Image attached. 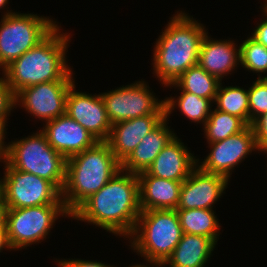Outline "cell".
I'll return each mask as SVG.
<instances>
[{"instance_id": "obj_13", "label": "cell", "mask_w": 267, "mask_h": 267, "mask_svg": "<svg viewBox=\"0 0 267 267\" xmlns=\"http://www.w3.org/2000/svg\"><path fill=\"white\" fill-rule=\"evenodd\" d=\"M73 83L66 97V113L81 124L98 141H107L112 123L100 94L92 96L75 91Z\"/></svg>"}, {"instance_id": "obj_10", "label": "cell", "mask_w": 267, "mask_h": 267, "mask_svg": "<svg viewBox=\"0 0 267 267\" xmlns=\"http://www.w3.org/2000/svg\"><path fill=\"white\" fill-rule=\"evenodd\" d=\"M144 82L137 81L100 94L112 124L149 114H165L164 100L155 98Z\"/></svg>"}, {"instance_id": "obj_36", "label": "cell", "mask_w": 267, "mask_h": 267, "mask_svg": "<svg viewBox=\"0 0 267 267\" xmlns=\"http://www.w3.org/2000/svg\"><path fill=\"white\" fill-rule=\"evenodd\" d=\"M8 3V0H0V8L2 9L6 4Z\"/></svg>"}, {"instance_id": "obj_34", "label": "cell", "mask_w": 267, "mask_h": 267, "mask_svg": "<svg viewBox=\"0 0 267 267\" xmlns=\"http://www.w3.org/2000/svg\"><path fill=\"white\" fill-rule=\"evenodd\" d=\"M7 210V206L4 204L2 197H0V229H6Z\"/></svg>"}, {"instance_id": "obj_6", "label": "cell", "mask_w": 267, "mask_h": 267, "mask_svg": "<svg viewBox=\"0 0 267 267\" xmlns=\"http://www.w3.org/2000/svg\"><path fill=\"white\" fill-rule=\"evenodd\" d=\"M40 132L8 143L7 164L53 183L61 192L66 180V158L48 143Z\"/></svg>"}, {"instance_id": "obj_3", "label": "cell", "mask_w": 267, "mask_h": 267, "mask_svg": "<svg viewBox=\"0 0 267 267\" xmlns=\"http://www.w3.org/2000/svg\"><path fill=\"white\" fill-rule=\"evenodd\" d=\"M59 31L57 26L37 46L2 70L3 77L15 94L39 83L73 80V74L65 58L70 35Z\"/></svg>"}, {"instance_id": "obj_2", "label": "cell", "mask_w": 267, "mask_h": 267, "mask_svg": "<svg viewBox=\"0 0 267 267\" xmlns=\"http://www.w3.org/2000/svg\"><path fill=\"white\" fill-rule=\"evenodd\" d=\"M180 12L171 18L154 48L153 70L164 86L197 64L201 41L207 33L202 24Z\"/></svg>"}, {"instance_id": "obj_11", "label": "cell", "mask_w": 267, "mask_h": 267, "mask_svg": "<svg viewBox=\"0 0 267 267\" xmlns=\"http://www.w3.org/2000/svg\"><path fill=\"white\" fill-rule=\"evenodd\" d=\"M210 145V153L199 164L197 159V166L207 172L213 174H219L230 179L232 170L240 162L243 161L252 151L258 149L255 139V133L251 125H248L243 131L229 136L224 140H220L214 143H208Z\"/></svg>"}, {"instance_id": "obj_30", "label": "cell", "mask_w": 267, "mask_h": 267, "mask_svg": "<svg viewBox=\"0 0 267 267\" xmlns=\"http://www.w3.org/2000/svg\"><path fill=\"white\" fill-rule=\"evenodd\" d=\"M251 126L259 151L267 153V112L260 115Z\"/></svg>"}, {"instance_id": "obj_20", "label": "cell", "mask_w": 267, "mask_h": 267, "mask_svg": "<svg viewBox=\"0 0 267 267\" xmlns=\"http://www.w3.org/2000/svg\"><path fill=\"white\" fill-rule=\"evenodd\" d=\"M165 118L157 127L149 132L121 163V169L133 174L146 171L161 150L177 135L167 126Z\"/></svg>"}, {"instance_id": "obj_19", "label": "cell", "mask_w": 267, "mask_h": 267, "mask_svg": "<svg viewBox=\"0 0 267 267\" xmlns=\"http://www.w3.org/2000/svg\"><path fill=\"white\" fill-rule=\"evenodd\" d=\"M137 176L141 211L177 209L180 188L183 181L158 178L149 175L146 171L137 174Z\"/></svg>"}, {"instance_id": "obj_23", "label": "cell", "mask_w": 267, "mask_h": 267, "mask_svg": "<svg viewBox=\"0 0 267 267\" xmlns=\"http://www.w3.org/2000/svg\"><path fill=\"white\" fill-rule=\"evenodd\" d=\"M220 82L215 76L196 64L181 74L174 83L167 86L179 87L178 89L214 101Z\"/></svg>"}, {"instance_id": "obj_26", "label": "cell", "mask_w": 267, "mask_h": 267, "mask_svg": "<svg viewBox=\"0 0 267 267\" xmlns=\"http://www.w3.org/2000/svg\"><path fill=\"white\" fill-rule=\"evenodd\" d=\"M220 82L214 102L216 109L241 118L249 125L248 89L239 86L222 87Z\"/></svg>"}, {"instance_id": "obj_25", "label": "cell", "mask_w": 267, "mask_h": 267, "mask_svg": "<svg viewBox=\"0 0 267 267\" xmlns=\"http://www.w3.org/2000/svg\"><path fill=\"white\" fill-rule=\"evenodd\" d=\"M203 126L207 142L214 143L243 131L248 125L237 116L213 109Z\"/></svg>"}, {"instance_id": "obj_31", "label": "cell", "mask_w": 267, "mask_h": 267, "mask_svg": "<svg viewBox=\"0 0 267 267\" xmlns=\"http://www.w3.org/2000/svg\"><path fill=\"white\" fill-rule=\"evenodd\" d=\"M58 262L59 267H113L105 264V263H101V262H97V261H87V260H81V259H69V260H59L56 261Z\"/></svg>"}, {"instance_id": "obj_16", "label": "cell", "mask_w": 267, "mask_h": 267, "mask_svg": "<svg viewBox=\"0 0 267 267\" xmlns=\"http://www.w3.org/2000/svg\"><path fill=\"white\" fill-rule=\"evenodd\" d=\"M166 114H149L112 124L107 143L116 159L122 163L141 140L157 127Z\"/></svg>"}, {"instance_id": "obj_29", "label": "cell", "mask_w": 267, "mask_h": 267, "mask_svg": "<svg viewBox=\"0 0 267 267\" xmlns=\"http://www.w3.org/2000/svg\"><path fill=\"white\" fill-rule=\"evenodd\" d=\"M16 106L15 93L6 82L5 78H0V125H7V117ZM10 113V114H9Z\"/></svg>"}, {"instance_id": "obj_27", "label": "cell", "mask_w": 267, "mask_h": 267, "mask_svg": "<svg viewBox=\"0 0 267 267\" xmlns=\"http://www.w3.org/2000/svg\"><path fill=\"white\" fill-rule=\"evenodd\" d=\"M240 64L253 73L267 72V48L251 36L240 45Z\"/></svg>"}, {"instance_id": "obj_7", "label": "cell", "mask_w": 267, "mask_h": 267, "mask_svg": "<svg viewBox=\"0 0 267 267\" xmlns=\"http://www.w3.org/2000/svg\"><path fill=\"white\" fill-rule=\"evenodd\" d=\"M0 22V68L37 46L58 25L47 17L37 14H20L8 11Z\"/></svg>"}, {"instance_id": "obj_4", "label": "cell", "mask_w": 267, "mask_h": 267, "mask_svg": "<svg viewBox=\"0 0 267 267\" xmlns=\"http://www.w3.org/2000/svg\"><path fill=\"white\" fill-rule=\"evenodd\" d=\"M121 169L106 141L77 153L66 160V180L62 200L72 214L92 194L98 192Z\"/></svg>"}, {"instance_id": "obj_8", "label": "cell", "mask_w": 267, "mask_h": 267, "mask_svg": "<svg viewBox=\"0 0 267 267\" xmlns=\"http://www.w3.org/2000/svg\"><path fill=\"white\" fill-rule=\"evenodd\" d=\"M61 215L71 217L64 205L8 208L6 230L12 250L26 248L46 239V235Z\"/></svg>"}, {"instance_id": "obj_17", "label": "cell", "mask_w": 267, "mask_h": 267, "mask_svg": "<svg viewBox=\"0 0 267 267\" xmlns=\"http://www.w3.org/2000/svg\"><path fill=\"white\" fill-rule=\"evenodd\" d=\"M196 166L197 159L175 136L161 150L146 172L162 179L184 181Z\"/></svg>"}, {"instance_id": "obj_5", "label": "cell", "mask_w": 267, "mask_h": 267, "mask_svg": "<svg viewBox=\"0 0 267 267\" xmlns=\"http://www.w3.org/2000/svg\"><path fill=\"white\" fill-rule=\"evenodd\" d=\"M140 233V234H139ZM135 235V236H134ZM183 235L176 210L154 209L141 211L134 231L129 237L131 247L145 260L162 267Z\"/></svg>"}, {"instance_id": "obj_35", "label": "cell", "mask_w": 267, "mask_h": 267, "mask_svg": "<svg viewBox=\"0 0 267 267\" xmlns=\"http://www.w3.org/2000/svg\"><path fill=\"white\" fill-rule=\"evenodd\" d=\"M10 249L12 250L9 240H8V236H7V230L6 229H0V252H2L1 250L3 249Z\"/></svg>"}, {"instance_id": "obj_38", "label": "cell", "mask_w": 267, "mask_h": 267, "mask_svg": "<svg viewBox=\"0 0 267 267\" xmlns=\"http://www.w3.org/2000/svg\"><path fill=\"white\" fill-rule=\"evenodd\" d=\"M266 2L264 3V8L267 10V0H265Z\"/></svg>"}, {"instance_id": "obj_21", "label": "cell", "mask_w": 267, "mask_h": 267, "mask_svg": "<svg viewBox=\"0 0 267 267\" xmlns=\"http://www.w3.org/2000/svg\"><path fill=\"white\" fill-rule=\"evenodd\" d=\"M216 243L208 237L183 233L180 242L161 266L204 267Z\"/></svg>"}, {"instance_id": "obj_14", "label": "cell", "mask_w": 267, "mask_h": 267, "mask_svg": "<svg viewBox=\"0 0 267 267\" xmlns=\"http://www.w3.org/2000/svg\"><path fill=\"white\" fill-rule=\"evenodd\" d=\"M228 181L225 176L207 173L196 166L182 182L177 209H212Z\"/></svg>"}, {"instance_id": "obj_15", "label": "cell", "mask_w": 267, "mask_h": 267, "mask_svg": "<svg viewBox=\"0 0 267 267\" xmlns=\"http://www.w3.org/2000/svg\"><path fill=\"white\" fill-rule=\"evenodd\" d=\"M48 143L66 159L94 146L98 140L67 113L45 122Z\"/></svg>"}, {"instance_id": "obj_9", "label": "cell", "mask_w": 267, "mask_h": 267, "mask_svg": "<svg viewBox=\"0 0 267 267\" xmlns=\"http://www.w3.org/2000/svg\"><path fill=\"white\" fill-rule=\"evenodd\" d=\"M1 179V197L7 208L64 205L62 192L50 181L15 170L7 163Z\"/></svg>"}, {"instance_id": "obj_12", "label": "cell", "mask_w": 267, "mask_h": 267, "mask_svg": "<svg viewBox=\"0 0 267 267\" xmlns=\"http://www.w3.org/2000/svg\"><path fill=\"white\" fill-rule=\"evenodd\" d=\"M74 80H56L26 87L15 94L16 105L21 103L28 113L53 120L66 113V97Z\"/></svg>"}, {"instance_id": "obj_18", "label": "cell", "mask_w": 267, "mask_h": 267, "mask_svg": "<svg viewBox=\"0 0 267 267\" xmlns=\"http://www.w3.org/2000/svg\"><path fill=\"white\" fill-rule=\"evenodd\" d=\"M235 45L230 40H211L207 32L201 41L197 64L222 82L240 62V46L236 45L237 49Z\"/></svg>"}, {"instance_id": "obj_33", "label": "cell", "mask_w": 267, "mask_h": 267, "mask_svg": "<svg viewBox=\"0 0 267 267\" xmlns=\"http://www.w3.org/2000/svg\"><path fill=\"white\" fill-rule=\"evenodd\" d=\"M6 133V126L0 125V162L4 161L5 164L8 160V144H4L5 134Z\"/></svg>"}, {"instance_id": "obj_22", "label": "cell", "mask_w": 267, "mask_h": 267, "mask_svg": "<svg viewBox=\"0 0 267 267\" xmlns=\"http://www.w3.org/2000/svg\"><path fill=\"white\" fill-rule=\"evenodd\" d=\"M183 233L202 235L217 243L219 221L212 209H176Z\"/></svg>"}, {"instance_id": "obj_32", "label": "cell", "mask_w": 267, "mask_h": 267, "mask_svg": "<svg viewBox=\"0 0 267 267\" xmlns=\"http://www.w3.org/2000/svg\"><path fill=\"white\" fill-rule=\"evenodd\" d=\"M262 9L264 10L265 16H267V10L265 8ZM264 20L262 22L260 21V24L255 28L251 37L267 48V17Z\"/></svg>"}, {"instance_id": "obj_37", "label": "cell", "mask_w": 267, "mask_h": 267, "mask_svg": "<svg viewBox=\"0 0 267 267\" xmlns=\"http://www.w3.org/2000/svg\"><path fill=\"white\" fill-rule=\"evenodd\" d=\"M130 267H148V265L146 266V265H142V264H139V265L137 264V265H133V266H130Z\"/></svg>"}, {"instance_id": "obj_24", "label": "cell", "mask_w": 267, "mask_h": 267, "mask_svg": "<svg viewBox=\"0 0 267 267\" xmlns=\"http://www.w3.org/2000/svg\"><path fill=\"white\" fill-rule=\"evenodd\" d=\"M180 90L182 92L176 100L173 97L164 99L166 118L169 117L177 105L187 119L192 120L193 122H201L202 124H205L212 111L211 105L214 102L204 97L196 96L193 93L183 91L182 89Z\"/></svg>"}, {"instance_id": "obj_28", "label": "cell", "mask_w": 267, "mask_h": 267, "mask_svg": "<svg viewBox=\"0 0 267 267\" xmlns=\"http://www.w3.org/2000/svg\"><path fill=\"white\" fill-rule=\"evenodd\" d=\"M248 90L249 125L267 112V75L260 76Z\"/></svg>"}, {"instance_id": "obj_1", "label": "cell", "mask_w": 267, "mask_h": 267, "mask_svg": "<svg viewBox=\"0 0 267 267\" xmlns=\"http://www.w3.org/2000/svg\"><path fill=\"white\" fill-rule=\"evenodd\" d=\"M140 213L138 176L120 169L98 192L85 200L71 218L129 238Z\"/></svg>"}, {"instance_id": "obj_39", "label": "cell", "mask_w": 267, "mask_h": 267, "mask_svg": "<svg viewBox=\"0 0 267 267\" xmlns=\"http://www.w3.org/2000/svg\"><path fill=\"white\" fill-rule=\"evenodd\" d=\"M0 197H1V179H0Z\"/></svg>"}]
</instances>
